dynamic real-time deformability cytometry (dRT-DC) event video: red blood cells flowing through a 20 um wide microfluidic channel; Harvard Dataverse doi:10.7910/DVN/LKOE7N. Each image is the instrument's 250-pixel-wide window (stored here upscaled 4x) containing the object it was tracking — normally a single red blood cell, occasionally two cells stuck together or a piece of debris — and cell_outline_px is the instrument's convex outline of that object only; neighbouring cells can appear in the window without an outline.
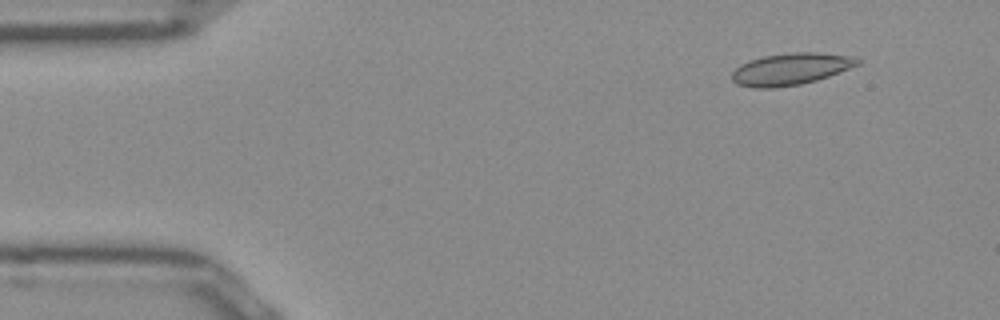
{"species": "Egyptian fruit bat (a non-hibernating species)", "species_latin": "Rousettus aegyptiacus", "temperature_condition": "room temperature", "stored_images_in_passage": 10, "camera_frame_rate_fps": 3000, "um_per_image_px": 0.085, "frame": {"image": 1, "passage_image": 1, "time_ms": 0.0, "image_size_px": [1000, 320], "cell_outline_px": [[864, 60], [860, 64], [828, 76], [816, 80], [800, 84], [772, 88], [752, 88], [736, 84], [732, 80], [732, 72], [740, 64], [748, 60], [764, 56], [792, 52], [820, 52], [856, 56]], "centroid_in_image_um": [67.23, 5.85], "position_along_channel_um": 17.8, "area_um2": 23.58}}